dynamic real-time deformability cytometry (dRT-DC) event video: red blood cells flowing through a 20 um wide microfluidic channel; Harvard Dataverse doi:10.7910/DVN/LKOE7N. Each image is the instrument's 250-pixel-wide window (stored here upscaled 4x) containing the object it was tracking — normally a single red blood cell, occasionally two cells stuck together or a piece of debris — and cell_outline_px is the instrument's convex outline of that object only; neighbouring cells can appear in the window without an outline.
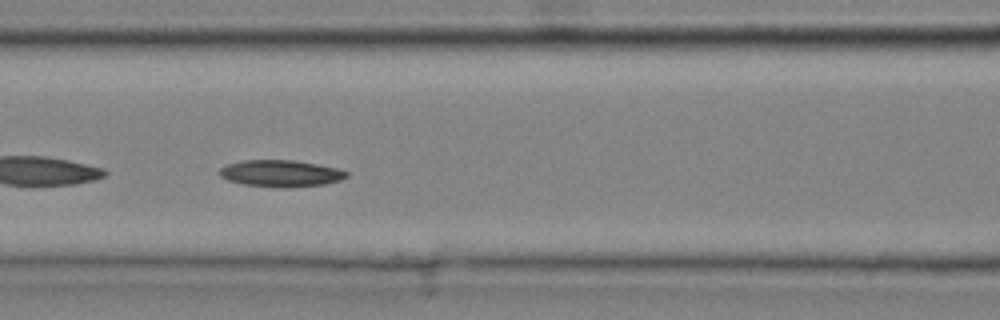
{"species": "common noctule bat (a hibernating species)", "species_latin": "Nyctalus noctula", "temperature_condition": "cold", "stored_images_in_passage": 45, "camera_frame_rate_fps": 3000, "um_per_image_px": 0.085, "animal": {"sex": "male", "body_mass_g": 20.4}, "frame": {"image": 1, "passage_image": 20, "time_ms": 6.333, "image_size_px": [1000, 320], "cell_outline_px": [[348, 176], [340, 180], [324, 184], [288, 188], [280, 188], [244, 184], [228, 180], [220, 176], [220, 168], [228, 164], [244, 160], [296, 160], [336, 168], [348, 172]], "centroid_in_image_um": [23.87, 14.74], "position_along_channel_um": 142.7, "area_um2": 19.71}, "authors_computed_cell_mechanics": {"area_um2": 18.9584, "velocity_mm_per_s": 4.2339, "shape_relaxation_time_tau1_ms": null, "shape_relaxation_time_tau2_ms": 10.2633, "deformation_change_tau1": null, "deformation_change_tau2": 0.1545}}